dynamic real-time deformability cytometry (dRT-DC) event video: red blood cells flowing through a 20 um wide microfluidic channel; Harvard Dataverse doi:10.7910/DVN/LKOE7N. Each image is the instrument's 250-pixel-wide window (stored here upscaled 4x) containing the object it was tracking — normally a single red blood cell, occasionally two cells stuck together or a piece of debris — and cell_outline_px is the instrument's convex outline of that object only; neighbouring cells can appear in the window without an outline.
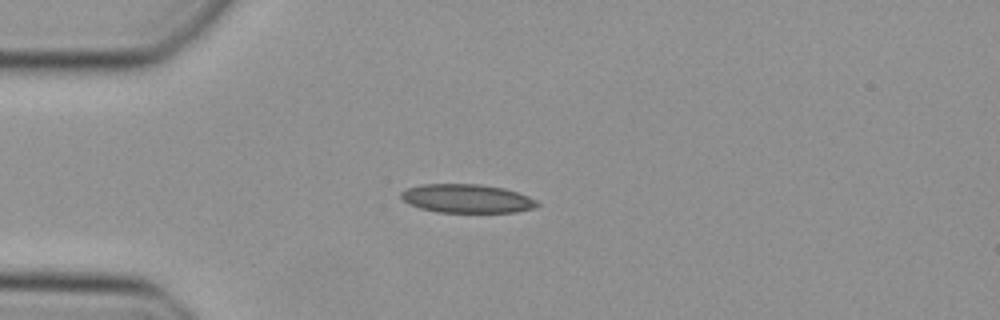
{"species": "Egyptian fruit bat (a non-hibernating species)", "species_latin": "Rousettus aegyptiacus", "temperature_condition": "cold", "stored_images_in_passage": 37, "camera_frame_rate_fps": 3000, "um_per_image_px": 0.085, "animal": {"sex": "female"}, "frame": {"image": 1, "passage_image": 1, "time_ms": 0.0, "image_size_px": [1000, 320], "cell_outline_px": [[540, 204], [536, 208], [516, 212], [436, 212], [420, 208], [408, 204], [400, 196], [400, 192], [408, 188], [424, 184], [480, 184], [504, 188], [528, 196], [536, 200]], "centroid_in_image_um": [39.7, 16.88], "position_along_channel_um": 45.3, "area_um2": 22.77}}
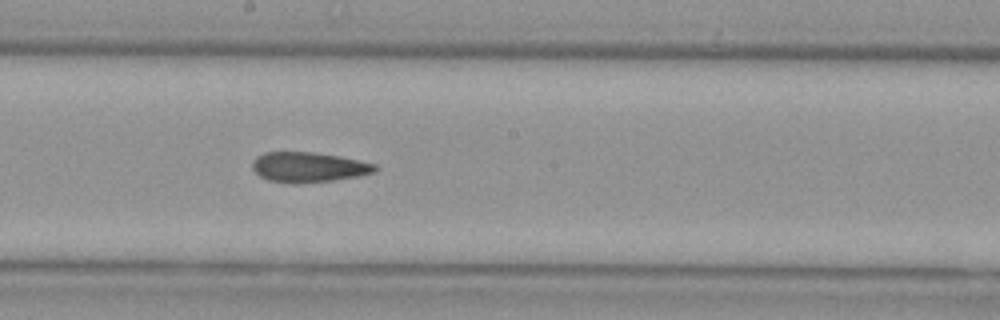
{"frame": {"image": 2, "passage_image": 15, "time_ms": 4.667, "image_size_px": [1000, 320], "cell_outline_px": [[376, 172], [356, 176], [332, 180], [296, 184], [292, 184], [268, 180], [260, 176], [252, 168], [252, 160], [256, 156], [264, 152], [312, 152], [340, 156], [360, 160], [376, 164]], "centroid_in_image_um": [26.19, 14.2], "position_along_channel_um": 222.0, "area_um2": 21.56}}
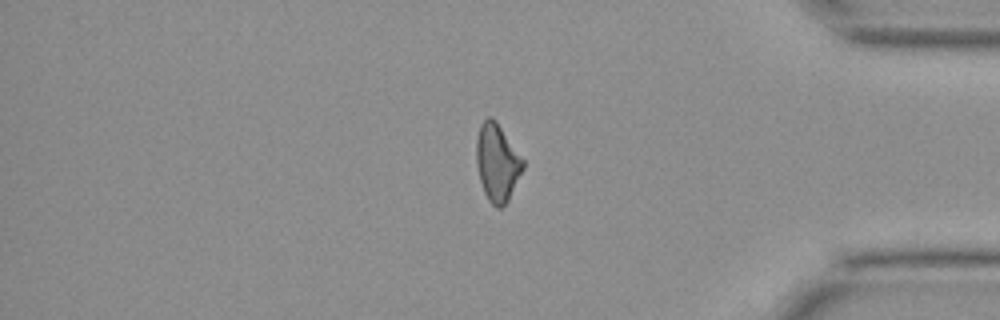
{"frame": {"image": 3, "passage_image": 29, "time_ms": 9.333, "image_size_px": [1000, 320], "cell_outline_px": [[524, 168], [508, 200], [500, 208], [496, 208], [488, 200], [484, 192], [480, 180], [476, 164], [476, 140], [480, 124], [488, 116], [492, 116], [496, 120], [524, 160]], "centroid_in_image_um": [42.25, 13.8], "position_along_channel_um": 392.9, "area_um2": 21.04}}